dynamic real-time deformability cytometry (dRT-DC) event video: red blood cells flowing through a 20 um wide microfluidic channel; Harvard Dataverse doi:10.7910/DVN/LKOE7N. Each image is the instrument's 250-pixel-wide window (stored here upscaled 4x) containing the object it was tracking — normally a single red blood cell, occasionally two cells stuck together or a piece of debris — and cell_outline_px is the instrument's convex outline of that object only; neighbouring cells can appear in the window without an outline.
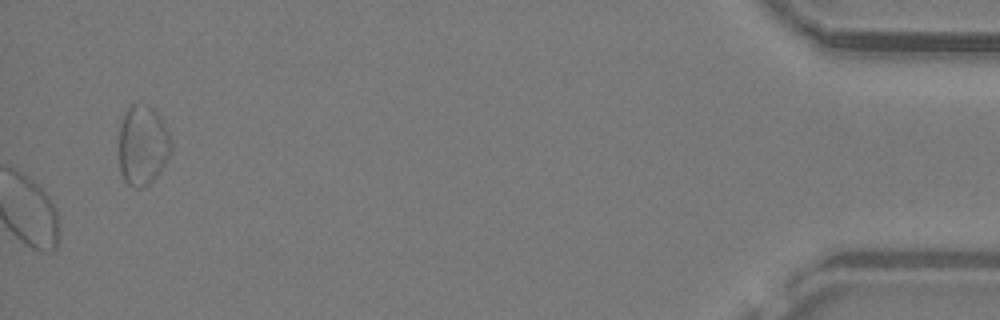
{"species": "common noctule bat (a hibernating species)", "species_latin": "Nyctalus noctula", "temperature_condition": "warm", "stored_images_in_passage": 22, "camera_frame_rate_fps": 3000, "um_per_image_px": 0.085, "animal": {"sex": "male", "body_mass_g": 19.2, "forearm_length_mm": 51.8}, "frame": {"image": 1, "passage_image": 22, "time_ms": 7.0, "image_size_px": [1000, 320], "cell_outline_px": [[172, 152], [160, 172], [148, 184], [140, 188], [136, 188], [128, 184], [124, 180], [120, 172], [120, 124], [124, 112], [128, 104], [148, 104], [156, 108], [172, 140]], "centroid_in_image_um": [12.15, 12.3], "position_along_channel_um": 423.1, "area_um2": 24.74}}